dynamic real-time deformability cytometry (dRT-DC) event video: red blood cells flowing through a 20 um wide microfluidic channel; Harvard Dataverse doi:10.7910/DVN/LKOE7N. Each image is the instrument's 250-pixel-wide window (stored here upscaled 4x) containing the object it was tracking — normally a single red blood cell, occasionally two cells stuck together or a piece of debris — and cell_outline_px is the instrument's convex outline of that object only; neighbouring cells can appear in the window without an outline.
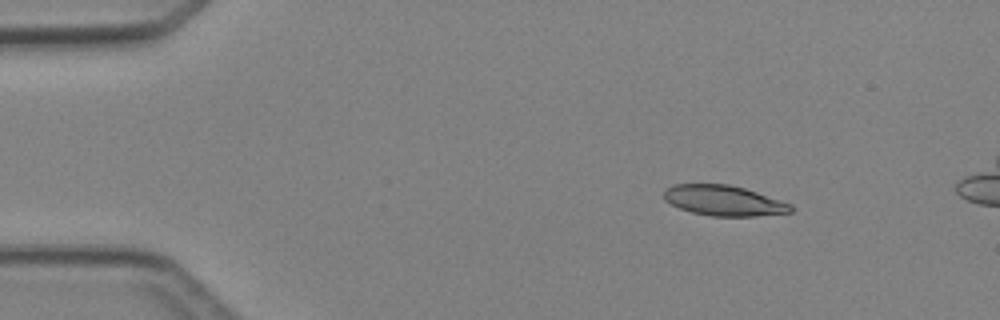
{"species": "Egyptian fruit bat (a non-hibernating species)", "species_latin": "Rousettus aegyptiacus", "temperature_condition": "cold", "stored_images_in_passage": 3, "camera_frame_rate_fps": 3000, "um_per_image_px": 0.085, "animal": {"sex": "female"}, "frame": {"image": 1, "passage_image": 1, "time_ms": 0.0, "image_size_px": [1000, 320], "cell_outline_px": [[792, 212], [756, 216], [712, 216], [692, 212], [680, 208], [664, 200], [664, 188], [672, 184], [728, 184], [744, 188], [792, 204]], "centroid_in_image_um": [61.49, 17.04], "position_along_channel_um": 23.5, "area_um2": 22.37}}